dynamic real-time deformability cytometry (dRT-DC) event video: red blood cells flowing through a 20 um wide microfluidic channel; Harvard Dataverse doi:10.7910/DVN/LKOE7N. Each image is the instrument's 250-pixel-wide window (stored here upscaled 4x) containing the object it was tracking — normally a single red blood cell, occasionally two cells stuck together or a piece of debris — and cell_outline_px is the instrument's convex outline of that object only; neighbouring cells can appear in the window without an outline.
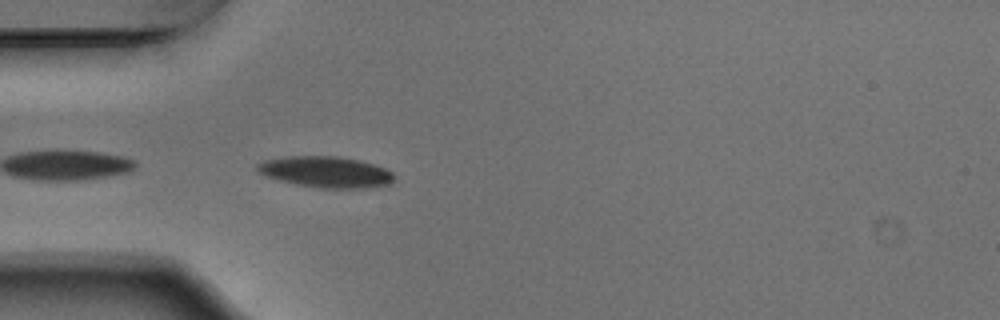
{"species": "Egyptian fruit bat (a non-hibernating species)", "species_latin": "Rousettus aegyptiacus", "temperature_condition": "warm", "stored_images_in_passage": 5, "camera_frame_rate_fps": 3000, "um_per_image_px": 0.085, "animal": {"sex": "male"}, "frame": {"image": 1, "passage_image": 1, "time_ms": 0.0, "image_size_px": [1000, 320], "cell_outline_px": [[392, 180], [388, 184], [364, 188], [320, 188], [280, 180], [268, 176], [260, 172], [256, 168], [256, 164], [264, 160], [288, 156], [340, 156], [360, 160], [384, 168], [392, 172]], "centroid_in_image_um": [27.69, 14.6], "position_along_channel_um": 57.3, "area_um2": 24.39}}